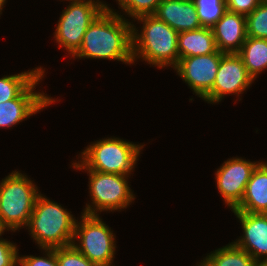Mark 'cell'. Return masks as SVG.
Segmentation results:
<instances>
[{"label":"cell","mask_w":267,"mask_h":266,"mask_svg":"<svg viewBox=\"0 0 267 266\" xmlns=\"http://www.w3.org/2000/svg\"><path fill=\"white\" fill-rule=\"evenodd\" d=\"M85 170L89 173V193L93 205H86L84 214L97 215V211L122 210L134 200L126 180L128 176Z\"/></svg>","instance_id":"8"},{"label":"cell","mask_w":267,"mask_h":266,"mask_svg":"<svg viewBox=\"0 0 267 266\" xmlns=\"http://www.w3.org/2000/svg\"><path fill=\"white\" fill-rule=\"evenodd\" d=\"M143 146L117 137L96 141L82 152L81 163L74 162L73 168L128 176Z\"/></svg>","instance_id":"4"},{"label":"cell","mask_w":267,"mask_h":266,"mask_svg":"<svg viewBox=\"0 0 267 266\" xmlns=\"http://www.w3.org/2000/svg\"><path fill=\"white\" fill-rule=\"evenodd\" d=\"M153 15L178 33L202 27L193 0H162Z\"/></svg>","instance_id":"15"},{"label":"cell","mask_w":267,"mask_h":266,"mask_svg":"<svg viewBox=\"0 0 267 266\" xmlns=\"http://www.w3.org/2000/svg\"><path fill=\"white\" fill-rule=\"evenodd\" d=\"M234 210L267 214V171L260 164L252 172L244 196Z\"/></svg>","instance_id":"16"},{"label":"cell","mask_w":267,"mask_h":266,"mask_svg":"<svg viewBox=\"0 0 267 266\" xmlns=\"http://www.w3.org/2000/svg\"><path fill=\"white\" fill-rule=\"evenodd\" d=\"M58 266H96L73 245L56 248Z\"/></svg>","instance_id":"24"},{"label":"cell","mask_w":267,"mask_h":266,"mask_svg":"<svg viewBox=\"0 0 267 266\" xmlns=\"http://www.w3.org/2000/svg\"><path fill=\"white\" fill-rule=\"evenodd\" d=\"M135 19L143 22L141 34L132 25V58H143L149 64L162 68L175 67L179 61L178 32L155 15H142ZM137 30V31H136Z\"/></svg>","instance_id":"2"},{"label":"cell","mask_w":267,"mask_h":266,"mask_svg":"<svg viewBox=\"0 0 267 266\" xmlns=\"http://www.w3.org/2000/svg\"><path fill=\"white\" fill-rule=\"evenodd\" d=\"M42 72L17 98L0 103V128L12 127L55 102L54 99L37 93L35 86L43 78Z\"/></svg>","instance_id":"12"},{"label":"cell","mask_w":267,"mask_h":266,"mask_svg":"<svg viewBox=\"0 0 267 266\" xmlns=\"http://www.w3.org/2000/svg\"><path fill=\"white\" fill-rule=\"evenodd\" d=\"M263 0H226V10L232 13L249 15Z\"/></svg>","instance_id":"27"},{"label":"cell","mask_w":267,"mask_h":266,"mask_svg":"<svg viewBox=\"0 0 267 266\" xmlns=\"http://www.w3.org/2000/svg\"><path fill=\"white\" fill-rule=\"evenodd\" d=\"M18 249L15 244L0 238V266H16L19 264Z\"/></svg>","instance_id":"26"},{"label":"cell","mask_w":267,"mask_h":266,"mask_svg":"<svg viewBox=\"0 0 267 266\" xmlns=\"http://www.w3.org/2000/svg\"><path fill=\"white\" fill-rule=\"evenodd\" d=\"M179 59L215 53L217 51L213 31L209 27L178 33Z\"/></svg>","instance_id":"17"},{"label":"cell","mask_w":267,"mask_h":266,"mask_svg":"<svg viewBox=\"0 0 267 266\" xmlns=\"http://www.w3.org/2000/svg\"><path fill=\"white\" fill-rule=\"evenodd\" d=\"M257 266H267V263H258Z\"/></svg>","instance_id":"31"},{"label":"cell","mask_w":267,"mask_h":266,"mask_svg":"<svg viewBox=\"0 0 267 266\" xmlns=\"http://www.w3.org/2000/svg\"><path fill=\"white\" fill-rule=\"evenodd\" d=\"M223 54L217 50L208 55L182 58L174 69L196 95L203 98L213 87Z\"/></svg>","instance_id":"10"},{"label":"cell","mask_w":267,"mask_h":266,"mask_svg":"<svg viewBox=\"0 0 267 266\" xmlns=\"http://www.w3.org/2000/svg\"><path fill=\"white\" fill-rule=\"evenodd\" d=\"M259 164L267 171V163L259 162Z\"/></svg>","instance_id":"30"},{"label":"cell","mask_w":267,"mask_h":266,"mask_svg":"<svg viewBox=\"0 0 267 266\" xmlns=\"http://www.w3.org/2000/svg\"><path fill=\"white\" fill-rule=\"evenodd\" d=\"M211 29L217 50L238 53L247 38L246 16L226 11Z\"/></svg>","instance_id":"14"},{"label":"cell","mask_w":267,"mask_h":266,"mask_svg":"<svg viewBox=\"0 0 267 266\" xmlns=\"http://www.w3.org/2000/svg\"><path fill=\"white\" fill-rule=\"evenodd\" d=\"M162 0H118L120 8L132 18L154 14Z\"/></svg>","instance_id":"23"},{"label":"cell","mask_w":267,"mask_h":266,"mask_svg":"<svg viewBox=\"0 0 267 266\" xmlns=\"http://www.w3.org/2000/svg\"><path fill=\"white\" fill-rule=\"evenodd\" d=\"M203 27L211 28L227 11L226 0H193Z\"/></svg>","instance_id":"21"},{"label":"cell","mask_w":267,"mask_h":266,"mask_svg":"<svg viewBox=\"0 0 267 266\" xmlns=\"http://www.w3.org/2000/svg\"><path fill=\"white\" fill-rule=\"evenodd\" d=\"M70 1L60 16L54 36L59 48L65 47L73 56L81 47L88 27L109 7L99 0Z\"/></svg>","instance_id":"6"},{"label":"cell","mask_w":267,"mask_h":266,"mask_svg":"<svg viewBox=\"0 0 267 266\" xmlns=\"http://www.w3.org/2000/svg\"><path fill=\"white\" fill-rule=\"evenodd\" d=\"M38 189L28 177L12 172L0 183V223L12 231L27 226Z\"/></svg>","instance_id":"5"},{"label":"cell","mask_w":267,"mask_h":266,"mask_svg":"<svg viewBox=\"0 0 267 266\" xmlns=\"http://www.w3.org/2000/svg\"><path fill=\"white\" fill-rule=\"evenodd\" d=\"M232 211L240 220L244 234L233 243L257 263H267V214ZM260 257L264 259L261 261Z\"/></svg>","instance_id":"13"},{"label":"cell","mask_w":267,"mask_h":266,"mask_svg":"<svg viewBox=\"0 0 267 266\" xmlns=\"http://www.w3.org/2000/svg\"><path fill=\"white\" fill-rule=\"evenodd\" d=\"M259 164L242 158H231L216 173V183L224 202L234 210L241 202L252 172Z\"/></svg>","instance_id":"11"},{"label":"cell","mask_w":267,"mask_h":266,"mask_svg":"<svg viewBox=\"0 0 267 266\" xmlns=\"http://www.w3.org/2000/svg\"><path fill=\"white\" fill-rule=\"evenodd\" d=\"M4 230H6L0 223V236L2 235V233H4Z\"/></svg>","instance_id":"29"},{"label":"cell","mask_w":267,"mask_h":266,"mask_svg":"<svg viewBox=\"0 0 267 266\" xmlns=\"http://www.w3.org/2000/svg\"><path fill=\"white\" fill-rule=\"evenodd\" d=\"M66 210L40 193L37 196L27 227L41 249L72 245L77 220Z\"/></svg>","instance_id":"3"},{"label":"cell","mask_w":267,"mask_h":266,"mask_svg":"<svg viewBox=\"0 0 267 266\" xmlns=\"http://www.w3.org/2000/svg\"><path fill=\"white\" fill-rule=\"evenodd\" d=\"M257 262L233 242L204 258L199 266H257Z\"/></svg>","instance_id":"19"},{"label":"cell","mask_w":267,"mask_h":266,"mask_svg":"<svg viewBox=\"0 0 267 266\" xmlns=\"http://www.w3.org/2000/svg\"><path fill=\"white\" fill-rule=\"evenodd\" d=\"M247 37L267 39V0L246 16Z\"/></svg>","instance_id":"22"},{"label":"cell","mask_w":267,"mask_h":266,"mask_svg":"<svg viewBox=\"0 0 267 266\" xmlns=\"http://www.w3.org/2000/svg\"><path fill=\"white\" fill-rule=\"evenodd\" d=\"M238 54L248 74L255 79L267 68V39L247 37Z\"/></svg>","instance_id":"18"},{"label":"cell","mask_w":267,"mask_h":266,"mask_svg":"<svg viewBox=\"0 0 267 266\" xmlns=\"http://www.w3.org/2000/svg\"><path fill=\"white\" fill-rule=\"evenodd\" d=\"M5 1L6 0H0V14H1V11H2L3 5L6 3Z\"/></svg>","instance_id":"28"},{"label":"cell","mask_w":267,"mask_h":266,"mask_svg":"<svg viewBox=\"0 0 267 266\" xmlns=\"http://www.w3.org/2000/svg\"><path fill=\"white\" fill-rule=\"evenodd\" d=\"M41 67L0 79V103L17 98L42 72Z\"/></svg>","instance_id":"20"},{"label":"cell","mask_w":267,"mask_h":266,"mask_svg":"<svg viewBox=\"0 0 267 266\" xmlns=\"http://www.w3.org/2000/svg\"><path fill=\"white\" fill-rule=\"evenodd\" d=\"M253 81L238 53H224L213 87L202 99L216 103L227 94H242Z\"/></svg>","instance_id":"9"},{"label":"cell","mask_w":267,"mask_h":266,"mask_svg":"<svg viewBox=\"0 0 267 266\" xmlns=\"http://www.w3.org/2000/svg\"><path fill=\"white\" fill-rule=\"evenodd\" d=\"M132 25L111 8L105 9L88 27L81 47L73 57L132 64Z\"/></svg>","instance_id":"1"},{"label":"cell","mask_w":267,"mask_h":266,"mask_svg":"<svg viewBox=\"0 0 267 266\" xmlns=\"http://www.w3.org/2000/svg\"><path fill=\"white\" fill-rule=\"evenodd\" d=\"M46 257L24 256L19 257V265L21 266H58L56 259V248H43Z\"/></svg>","instance_id":"25"},{"label":"cell","mask_w":267,"mask_h":266,"mask_svg":"<svg viewBox=\"0 0 267 266\" xmlns=\"http://www.w3.org/2000/svg\"><path fill=\"white\" fill-rule=\"evenodd\" d=\"M81 219L75 223L72 245L96 266H111L116 248L112 231L98 214L83 213ZM77 239L79 245L75 243Z\"/></svg>","instance_id":"7"}]
</instances>
